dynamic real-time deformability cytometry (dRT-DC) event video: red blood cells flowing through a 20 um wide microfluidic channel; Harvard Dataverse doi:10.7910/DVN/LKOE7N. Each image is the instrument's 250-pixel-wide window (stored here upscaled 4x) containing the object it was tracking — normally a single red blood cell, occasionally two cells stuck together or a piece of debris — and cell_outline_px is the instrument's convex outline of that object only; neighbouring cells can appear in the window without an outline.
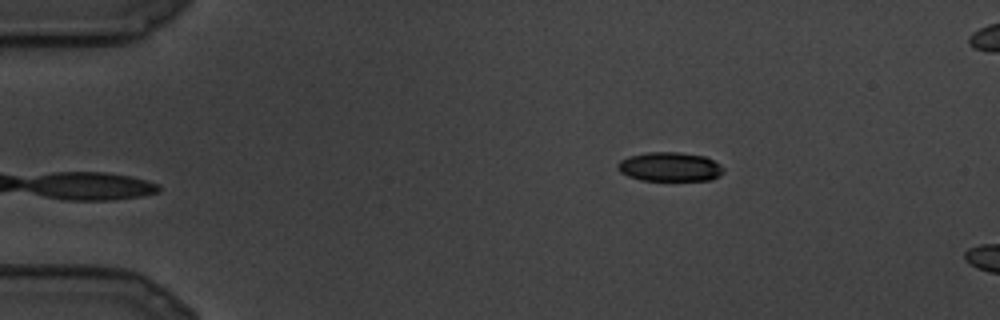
{"species": "common noctule bat (a hibernating species)", "species_latin": "Nyctalus noctula", "temperature_condition": "cold", "stored_images_in_passage": 3, "camera_frame_rate_fps": 3000, "um_per_image_px": 0.085, "animal": {"sex": "male", "body_mass_g": 19.5, "forearm_length_mm": 54.6}, "frame": {"image": 1, "passage_image": 1, "time_ms": 0.0, "image_size_px": [1000, 320], "cell_outline_px": [[724, 172], [720, 176], [712, 180], [640, 180], [628, 176], [620, 172], [616, 168], [616, 164], [620, 160], [628, 156], [648, 152], [680, 152], [704, 156], [720, 164], [724, 168]], "centroid_in_image_um": [56.92, 14.18], "position_along_channel_um": 28.1, "area_um2": 18.15}}